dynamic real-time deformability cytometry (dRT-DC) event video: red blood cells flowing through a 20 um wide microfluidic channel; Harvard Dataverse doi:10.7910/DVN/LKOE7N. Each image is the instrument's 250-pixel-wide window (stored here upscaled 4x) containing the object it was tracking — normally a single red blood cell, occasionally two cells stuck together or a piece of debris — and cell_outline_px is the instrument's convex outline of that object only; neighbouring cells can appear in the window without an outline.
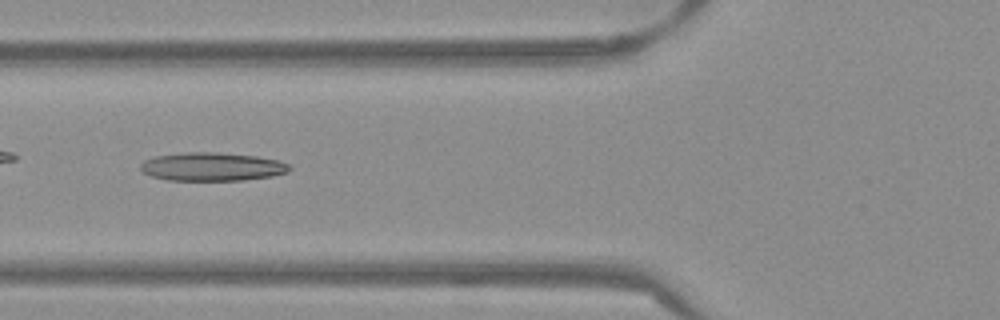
{"species": "Egyptian fruit bat (a non-hibernating species)", "species_latin": "Rousettus aegyptiacus", "temperature_condition": "warm", "stored_images_in_passage": 36, "camera_frame_rate_fps": 3000, "um_per_image_px": 0.085, "frame": {"image": 1, "passage_image": 4, "time_ms": 1.0, "image_size_px": [1000, 320], "cell_outline_px": [[292, 168], [288, 172], [272, 176], [244, 180], [168, 180], [152, 176], [144, 172], [140, 168], [140, 164], [144, 160], [152, 156], [184, 152], [216, 152], [256, 156], [276, 160], [288, 164]], "centroid_in_image_um": [18.0, 14.16], "position_along_channel_um": 107.8, "area_um2": 24.68}}
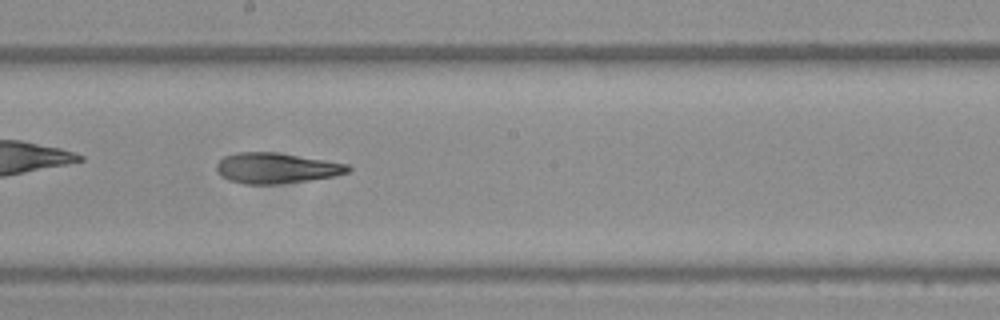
{"frame": {"image": 2, "passage_image": 13, "time_ms": 4.0, "image_size_px": [1000, 320], "cell_outline_px": [[352, 168], [348, 172], [336, 176], [308, 180], [276, 184], [244, 184], [228, 180], [220, 176], [216, 172], [216, 164], [224, 156], [236, 152], [276, 152], [348, 164]], "centroid_in_image_um": [23.45, 14.29], "position_along_channel_um": 224.8, "area_um2": 23.47}}
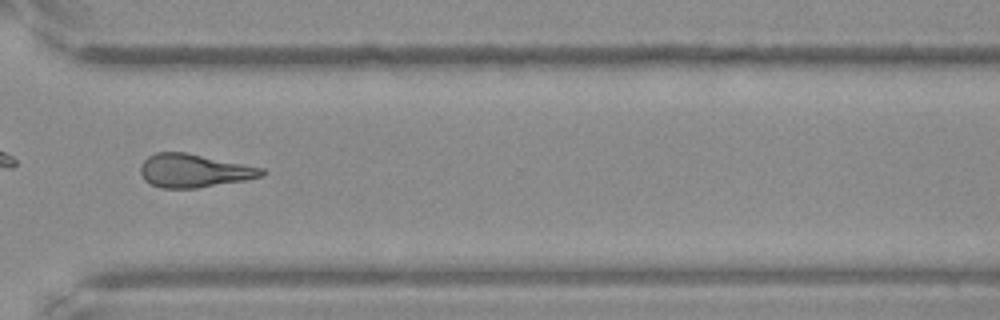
{"frame": {"image": 3, "passage_image": 23, "time_ms": 7.333, "image_size_px": [1000, 320], "cell_outline_px": [[268, 172], [264, 176], [244, 180], [196, 188], [160, 188], [144, 180], [140, 172], [140, 168], [144, 160], [148, 156], [156, 152], [184, 152], [264, 168]], "centroid_in_image_um": [16.49, 14.51], "position_along_channel_um": 354.1, "area_um2": 23.47}, "authors_computed_cell_mechanics": {"area_um2": 23.5246, "velocity_mm_per_s": 3.8879, "shape_relaxation_time_tau1_ms": null, "shape_relaxation_time_tau2_ms": 4.9131, "deformation_change_tau1": null, "deformation_change_tau2": 0.1851}}